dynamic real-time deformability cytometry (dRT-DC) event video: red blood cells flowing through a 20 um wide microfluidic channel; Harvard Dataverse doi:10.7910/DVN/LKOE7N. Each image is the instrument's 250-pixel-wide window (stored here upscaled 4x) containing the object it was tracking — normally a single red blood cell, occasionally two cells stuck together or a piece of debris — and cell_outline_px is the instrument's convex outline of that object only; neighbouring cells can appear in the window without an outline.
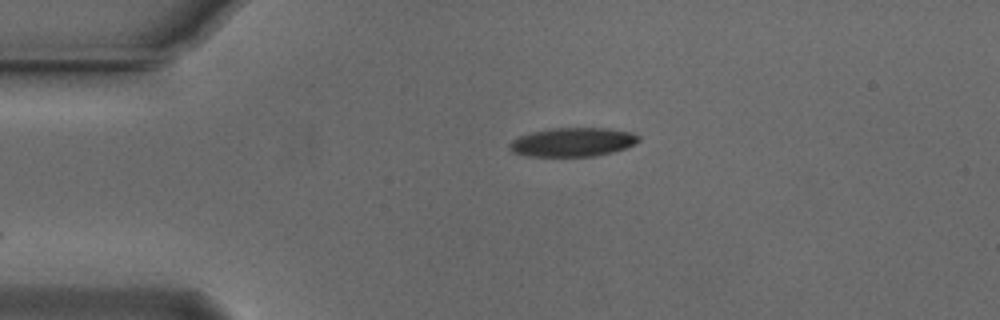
{"species": "Egyptian fruit bat (a non-hibernating species)", "species_latin": "Rousettus aegyptiacus", "temperature_condition": "cold", "stored_images_in_passage": 19, "camera_frame_rate_fps": 3000, "um_per_image_px": 0.085, "animal": {"sex": "male"}, "frame": {"image": 1, "passage_image": 1, "time_ms": 0.0, "image_size_px": [1000, 320], "cell_outline_px": [[640, 140], [636, 144], [628, 148], [596, 156], [524, 156], [512, 152], [508, 148], [508, 144], [512, 140], [520, 136], [532, 132], [552, 128], [608, 128], [632, 132], [640, 136]], "centroid_in_image_um": [48.7, 12.08], "position_along_channel_um": 36.3, "area_um2": 21.96}}
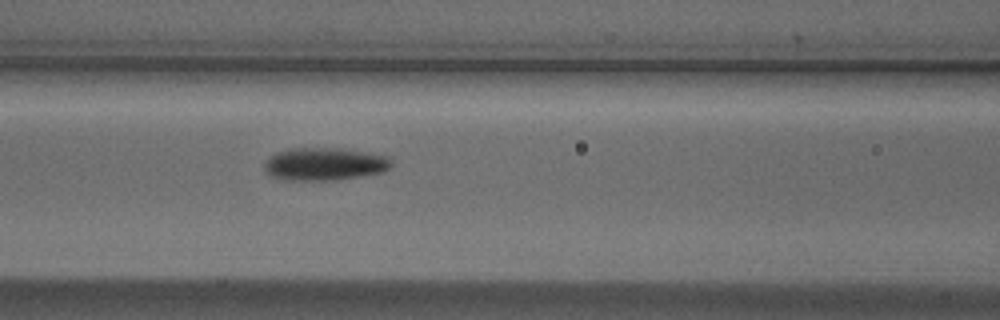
{"frame": {"image": 2, "passage_image": 12, "time_ms": 3.667, "image_size_px": [1000, 320], "cell_outline_px": [[392, 164], [388, 168], [380, 172], [360, 176], [332, 180], [284, 180], [268, 176], [264, 172], [264, 164], [276, 152], [288, 148], [340, 148], [388, 156], [392, 160]], "centroid_in_image_um": [27.53, 13.94], "position_along_channel_um": 139.1, "area_um2": 24.22}}
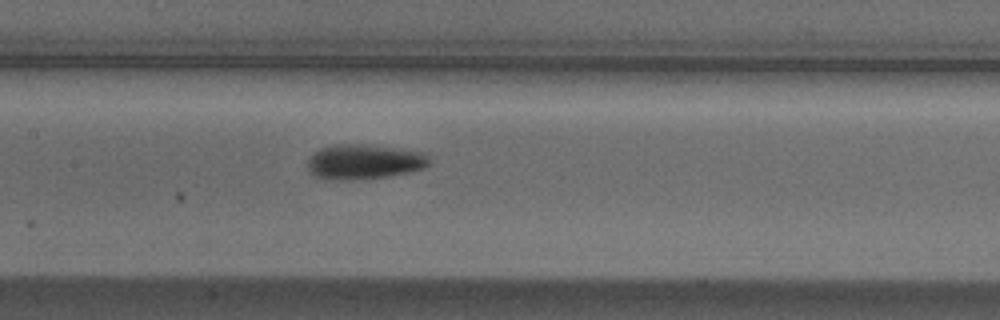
{"frame": {"image": 3, "passage_image": 15, "time_ms": 4.667, "image_size_px": [1000, 320], "cell_outline_px": [[432, 160], [424, 168], [408, 172], [384, 176], [344, 180], [312, 176], [308, 172], [308, 160], [312, 152], [320, 148], [336, 144], [356, 144], [392, 148], [424, 152]], "centroid_in_image_um": [30.91, 13.74], "position_along_channel_um": 176.5, "area_um2": 24.39}}